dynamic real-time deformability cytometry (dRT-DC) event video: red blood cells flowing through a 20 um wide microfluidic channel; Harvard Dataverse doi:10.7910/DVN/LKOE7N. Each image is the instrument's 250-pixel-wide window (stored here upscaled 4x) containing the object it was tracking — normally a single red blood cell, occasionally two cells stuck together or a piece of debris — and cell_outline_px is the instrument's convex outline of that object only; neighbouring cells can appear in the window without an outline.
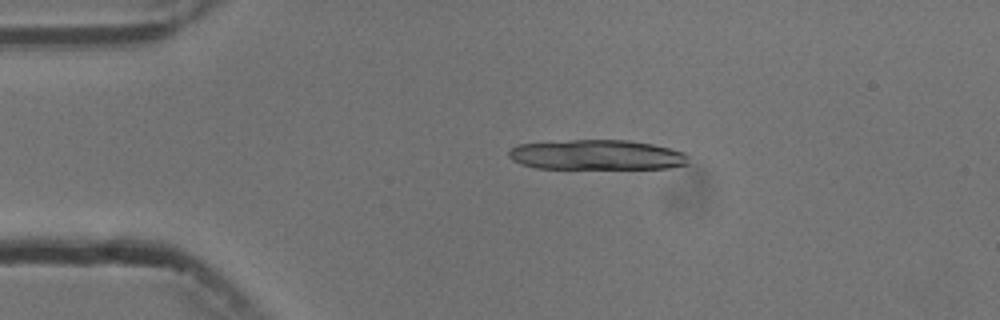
{"species": "common noctule bat (a hibernating species)", "species_latin": "Nyctalus noctula", "temperature_condition": "cold", "stored_images_in_passage": 6, "camera_frame_rate_fps": 3000, "um_per_image_px": 0.085, "animal": {"sex": "male", "body_mass_g": 13.3}, "frame": {"image": 1, "passage_image": 3, "time_ms": 2.333, "image_size_px": [1000, 320], "cell_outline_px": [[688, 164], [668, 168], [536, 168], [520, 164], [512, 160], [508, 156], [508, 152], [516, 144], [572, 140], [628, 140], [652, 144], [684, 152], [688, 156]], "centroid_in_image_um": [50.7, 13.16], "position_along_channel_um": 34.3, "area_um2": 31.39}}
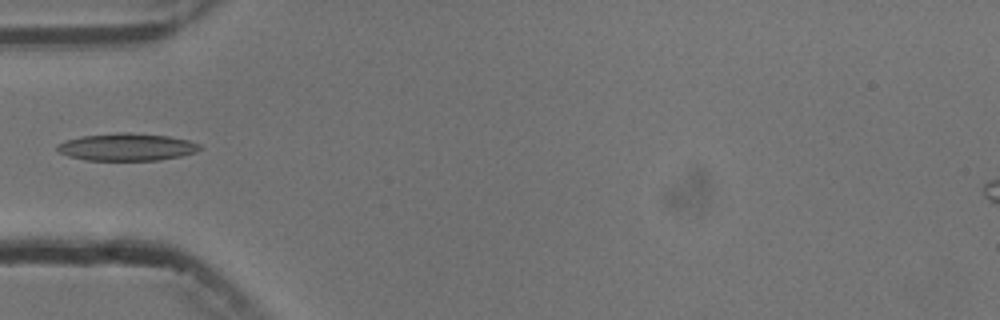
{"frame": {"image": 2, "passage_image": 5, "time_ms": 4.667, "image_size_px": [1000, 320], "cell_outline_px": [[200, 148], [196, 152], [180, 156], [160, 160], [88, 160], [68, 156], [60, 152], [56, 148], [56, 144], [64, 140], [80, 136], [116, 132], [128, 132], [168, 136], [188, 140], [200, 144]], "centroid_in_image_um": [10.74, 12.48], "position_along_channel_um": 74.3, "area_um2": 22.83}}
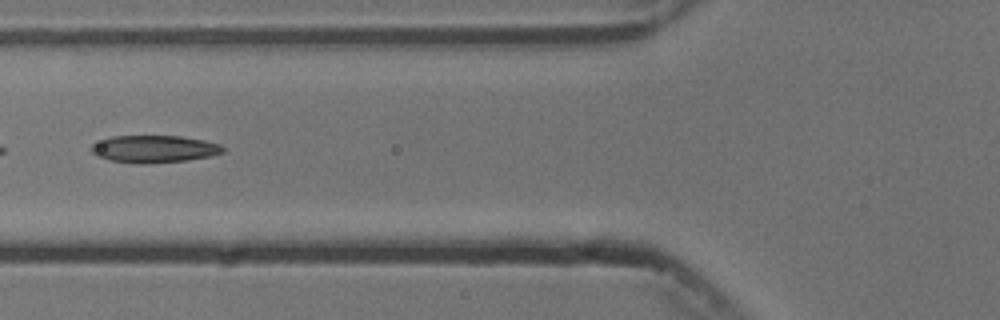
{"frame": {"image": 3, "passage_image": 6, "time_ms": 5.667, "image_size_px": [1000, 320], "cell_outline_px": [[224, 152], [212, 156], [184, 160], [148, 164], [140, 164], [108, 160], [96, 156], [88, 148], [92, 144], [112, 136], [180, 136], [204, 140], [220, 144], [224, 148]], "centroid_in_image_um": [13.08, 12.67], "position_along_channel_um": 112.7, "area_um2": 21.04}}